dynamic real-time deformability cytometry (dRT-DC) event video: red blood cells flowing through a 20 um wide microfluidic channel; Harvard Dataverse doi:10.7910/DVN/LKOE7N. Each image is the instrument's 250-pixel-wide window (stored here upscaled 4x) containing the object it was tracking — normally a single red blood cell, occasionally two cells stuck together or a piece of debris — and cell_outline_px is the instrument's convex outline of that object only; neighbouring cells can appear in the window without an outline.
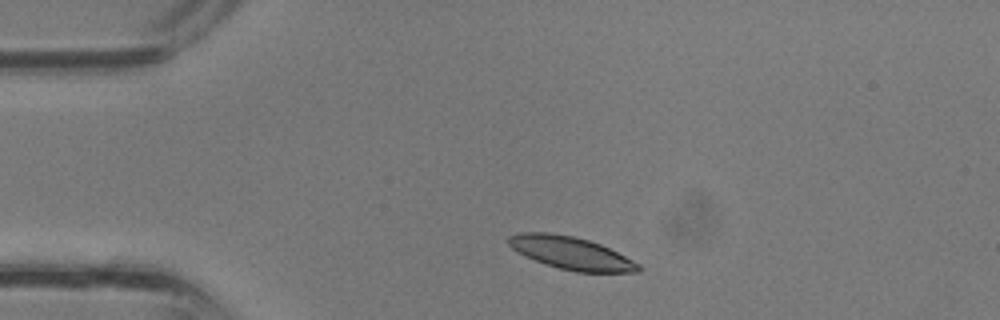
{"species": "common noctule bat (a hibernating species)", "species_latin": "Nyctalus noctula", "temperature_condition": "room temperature", "stored_images_in_passage": 29, "camera_frame_rate_fps": 3000, "um_per_image_px": 0.085, "animal": {"sex": "male", "body_mass_g": 13.3}, "frame": {"image": 1, "passage_image": 1, "time_ms": 0.0, "image_size_px": [1000, 320], "cell_outline_px": [[644, 268], [640, 272], [576, 272], [560, 268], [536, 260], [516, 252], [508, 244], [508, 236], [516, 232], [548, 232], [572, 236], [588, 240], [600, 244], [640, 264]], "centroid_in_image_um": [48.53, 21.5], "position_along_channel_um": 36.5, "area_um2": 24.57}}
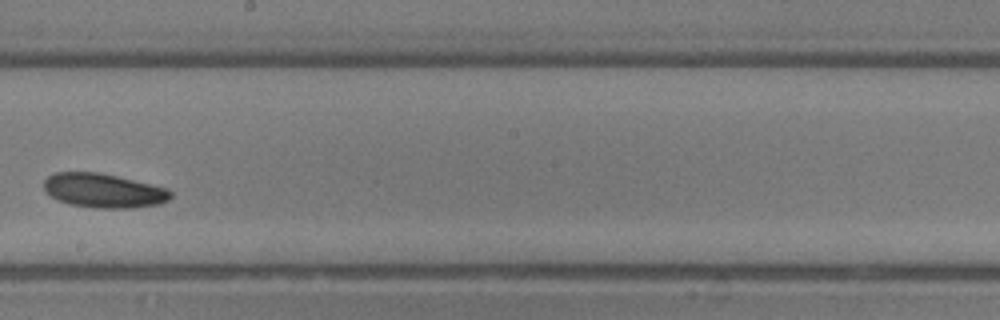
{"frame": {"image": 2, "passage_image": 14, "time_ms": 4.333, "image_size_px": [1000, 320], "cell_outline_px": [[172, 196], [168, 200], [160, 204], [132, 208], [96, 208], [72, 204], [56, 200], [44, 188], [44, 180], [48, 176], [56, 172], [100, 172], [168, 188], [172, 192]], "centroid_in_image_um": [8.83, 16.2], "position_along_channel_um": 239.4, "area_um2": 25.26}}
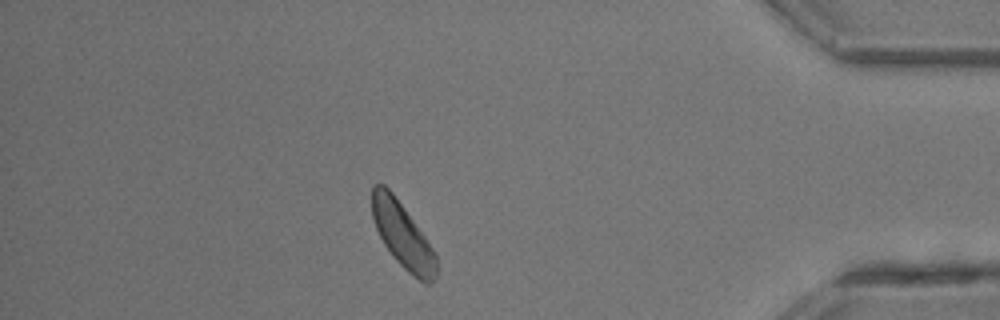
{"frame": {"image": 3, "passage_image": 25, "time_ms": 8.0, "image_size_px": [1000, 320], "cell_outline_px": [[436, 276], [432, 284], [424, 284], [408, 272], [396, 260], [384, 244], [376, 228], [372, 216], [372, 184], [384, 184], [392, 192], [404, 208], [424, 236], [432, 248], [436, 256]], "centroid_in_image_um": [34.21, 20.02], "position_along_channel_um": 401.0, "area_um2": 24.1}}